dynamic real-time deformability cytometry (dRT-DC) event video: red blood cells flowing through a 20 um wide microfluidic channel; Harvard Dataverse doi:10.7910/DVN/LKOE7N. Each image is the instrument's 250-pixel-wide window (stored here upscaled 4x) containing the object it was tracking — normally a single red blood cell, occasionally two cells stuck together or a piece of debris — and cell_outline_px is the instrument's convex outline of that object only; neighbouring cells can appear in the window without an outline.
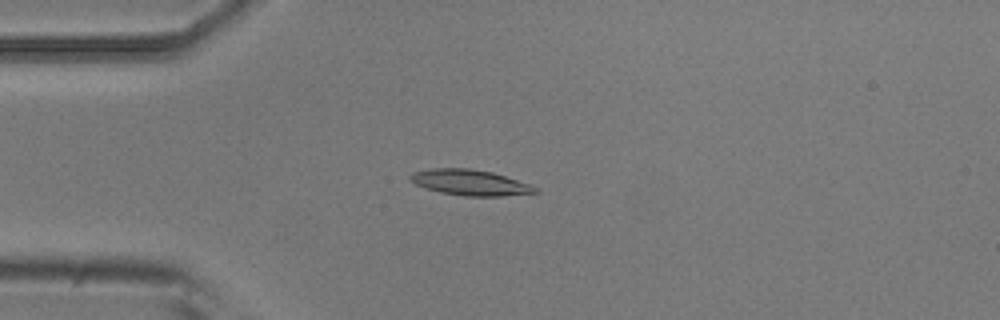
{"species": "common noctule bat (a hibernating species)", "species_latin": "Nyctalus noctula", "temperature_condition": "room temperature", "stored_images_in_passage": 4, "camera_frame_rate_fps": 3000, "um_per_image_px": 0.085, "animal": {"sex": "male", "body_mass_g": 20.5, "forearm_length_mm": 52.5}, "frame": {"image": 1, "passage_image": 4, "time_ms": 3.667, "image_size_px": [1000, 320], "cell_outline_px": [[540, 192], [504, 196], [464, 196], [440, 192], [416, 184], [408, 180], [408, 176], [412, 172], [432, 168], [468, 168], [492, 172], [528, 184], [536, 188]], "centroid_in_image_um": [39.91, 15.51], "position_along_channel_um": 45.1, "area_um2": 18.55}}